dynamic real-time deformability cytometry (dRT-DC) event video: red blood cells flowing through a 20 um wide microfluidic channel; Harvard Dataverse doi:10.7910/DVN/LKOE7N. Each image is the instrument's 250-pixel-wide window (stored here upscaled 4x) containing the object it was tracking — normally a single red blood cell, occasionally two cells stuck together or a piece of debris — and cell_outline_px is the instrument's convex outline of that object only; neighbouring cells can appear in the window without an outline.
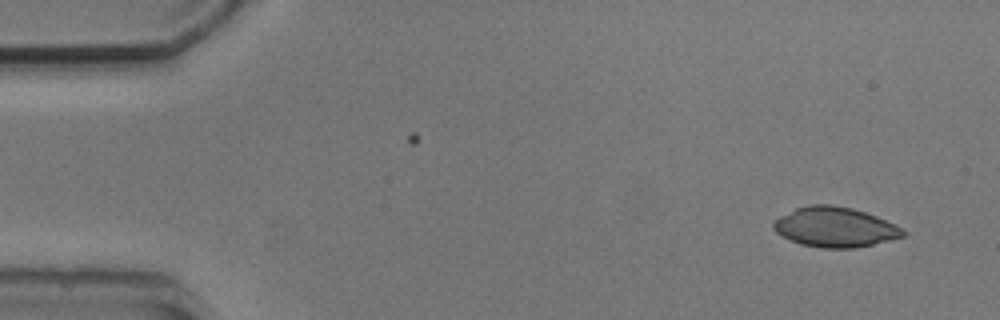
{"species": "common noctule bat (a hibernating species)", "species_latin": "Nyctalus noctula", "temperature_condition": "cold", "stored_images_in_passage": 4, "camera_frame_rate_fps": 3000, "um_per_image_px": 0.085, "animal": {"sex": "male", "body_mass_g": 20.5, "forearm_length_mm": 52.5}, "frame": {"image": 1, "passage_image": 1, "time_ms": 0.0, "image_size_px": [1000, 320], "cell_outline_px": [[908, 232], [904, 236], [856, 248], [820, 248], [800, 244], [776, 232], [772, 228], [772, 224], [780, 216], [796, 208], [808, 204], [832, 204], [852, 208], [876, 216], [896, 224], [904, 228]], "centroid_in_image_um": [70.99, 19.3], "position_along_channel_um": 14.0, "area_um2": 30.17}}